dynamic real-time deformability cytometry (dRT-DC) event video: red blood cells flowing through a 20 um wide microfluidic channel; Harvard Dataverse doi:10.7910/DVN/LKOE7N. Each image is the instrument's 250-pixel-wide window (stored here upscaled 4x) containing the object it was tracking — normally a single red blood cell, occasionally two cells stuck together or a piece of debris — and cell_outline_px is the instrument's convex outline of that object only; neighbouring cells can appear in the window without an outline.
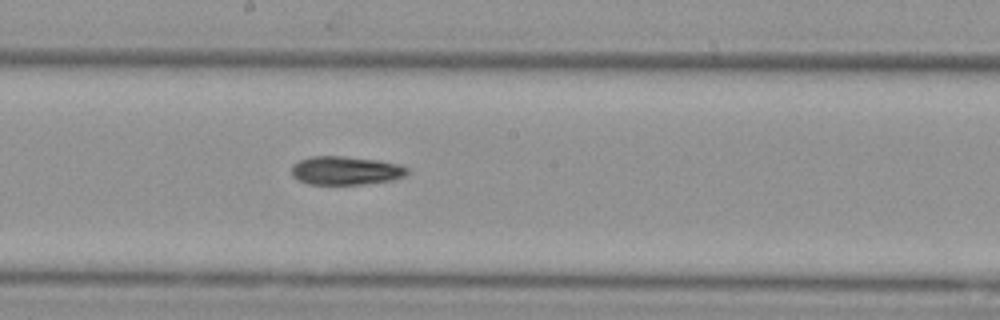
{"species": "Egyptian fruit bat (a non-hibernating species)", "species_latin": "Rousettus aegyptiacus", "temperature_condition": "cold", "stored_images_in_passage": 7, "camera_frame_rate_fps": 3000, "um_per_image_px": 0.085, "animal": {"sex": "female"}, "frame": {"image": 1, "passage_image": 7, "time_ms": 2.0, "image_size_px": [1000, 320], "cell_outline_px": [[412, 172], [396, 180], [364, 184], [308, 184], [292, 176], [292, 164], [300, 160], [312, 156], [344, 156], [380, 160], [400, 164], [408, 168]], "centroid_in_image_um": [29.45, 14.49], "position_along_channel_um": 218.7, "area_um2": 19.54}}